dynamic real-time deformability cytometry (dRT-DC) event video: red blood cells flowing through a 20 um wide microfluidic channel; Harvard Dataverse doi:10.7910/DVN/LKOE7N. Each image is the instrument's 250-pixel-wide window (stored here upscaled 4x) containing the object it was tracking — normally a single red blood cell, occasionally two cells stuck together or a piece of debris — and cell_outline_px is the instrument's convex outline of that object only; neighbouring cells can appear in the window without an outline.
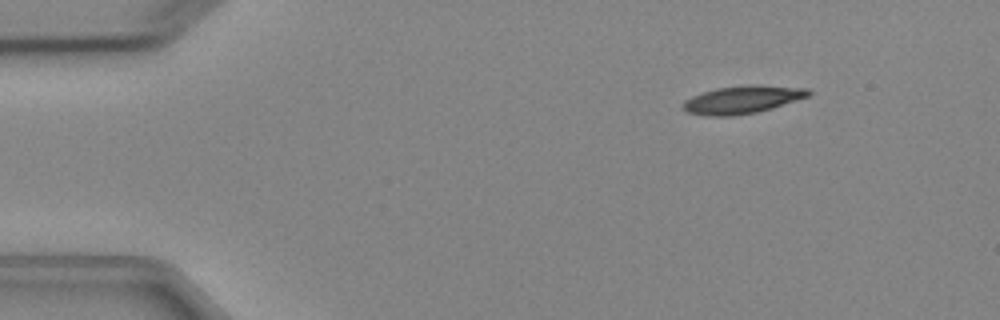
{"species": "Egyptian fruit bat (a non-hibernating species)", "species_latin": "Rousettus aegyptiacus", "temperature_condition": "cold", "stored_images_in_passage": 3, "camera_frame_rate_fps": 3000, "um_per_image_px": 0.085, "animal": {"sex": "female"}, "frame": {"image": 1, "passage_image": 1, "time_ms": 0.0, "image_size_px": [1000, 320], "cell_outline_px": [[812, 92], [808, 96], [772, 108], [756, 112], [732, 116], [708, 116], [688, 112], [680, 104], [684, 100], [692, 96], [716, 88], [748, 84], [756, 84], [808, 88]], "centroid_in_image_um": [63.1, 8.45], "position_along_channel_um": 21.9, "area_um2": 20.35}}